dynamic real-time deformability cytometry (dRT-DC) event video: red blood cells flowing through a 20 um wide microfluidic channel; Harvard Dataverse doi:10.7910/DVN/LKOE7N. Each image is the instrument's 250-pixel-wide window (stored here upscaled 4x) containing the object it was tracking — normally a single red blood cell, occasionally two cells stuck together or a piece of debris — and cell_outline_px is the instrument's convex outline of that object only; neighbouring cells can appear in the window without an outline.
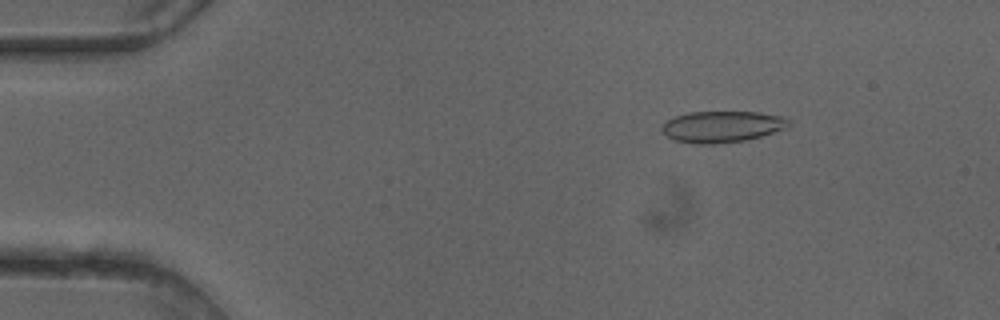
{"species": "common noctule bat (a hibernating species)", "species_latin": "Nyctalus noctula", "temperature_condition": "cold", "stored_images_in_passage": 48, "camera_frame_rate_fps": 3000, "um_per_image_px": 0.085, "animal": {"sex": "female"}, "frame": {"image": 1, "passage_image": 5, "time_ms": 1.333, "image_size_px": [1000, 320], "cell_outline_px": [[788, 124], [784, 128], [760, 136], [744, 140], [712, 144], [696, 144], [676, 140], [668, 136], [660, 128], [668, 120], [676, 116], [688, 112], [756, 112], [784, 116], [788, 120]], "centroid_in_image_um": [61.35, 10.76], "position_along_channel_um": 23.7, "area_um2": 22.72}}
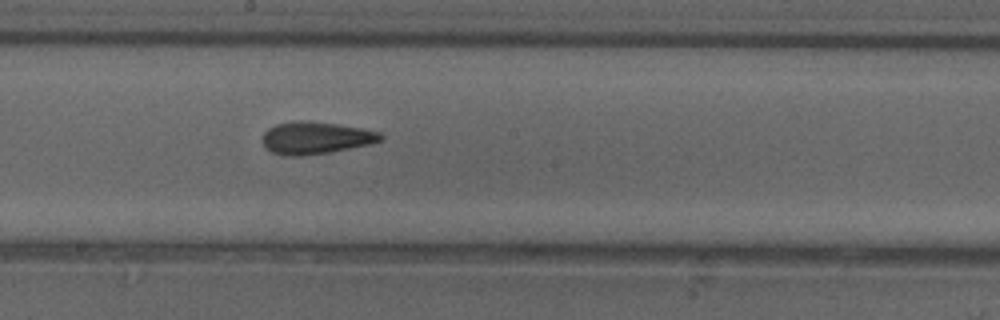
{"frame": {"image": 2, "passage_image": 25, "time_ms": 8.0, "image_size_px": [1000, 320], "cell_outline_px": [[384, 140], [368, 144], [328, 152], [304, 156], [284, 156], [272, 152], [264, 148], [264, 132], [268, 128], [276, 124], [300, 120], [304, 120], [336, 124], [364, 128], [380, 132], [384, 136]], "centroid_in_image_um": [26.84, 11.72], "position_along_channel_um": 221.4, "area_um2": 22.2}}
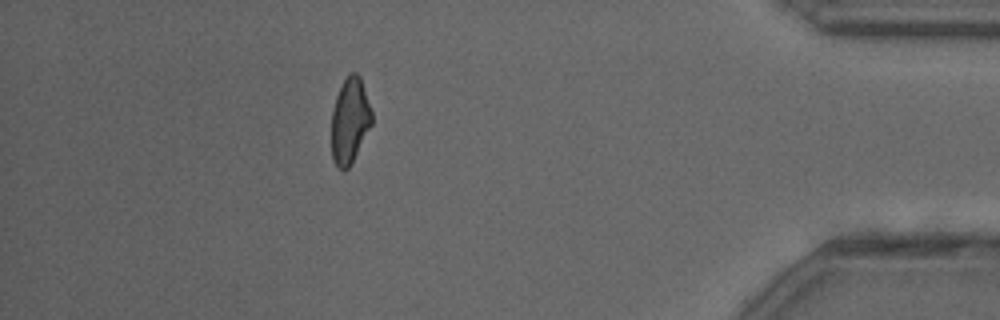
{"frame": {"image": 3, "passage_image": 42, "time_ms": 13.667, "image_size_px": [1000, 320], "cell_outline_px": [[372, 124], [348, 168], [344, 172], [332, 160], [332, 108], [336, 96], [348, 72], [356, 72], [360, 76], [372, 112]], "centroid_in_image_um": [29.73, 10.23], "position_along_channel_um": 405.5, "area_um2": 19.94}, "authors_computed_cell_mechanics": {"area_um2": 22.0507, "velocity_mm_per_s": 4.1253, "shape_relaxation_time_tau1_ms": 6.5759, "shape_relaxation_time_tau2_ms": 2.3247, "deformation_change_tau1": 0.1622, "deformation_change_tau2": 0.0903}}